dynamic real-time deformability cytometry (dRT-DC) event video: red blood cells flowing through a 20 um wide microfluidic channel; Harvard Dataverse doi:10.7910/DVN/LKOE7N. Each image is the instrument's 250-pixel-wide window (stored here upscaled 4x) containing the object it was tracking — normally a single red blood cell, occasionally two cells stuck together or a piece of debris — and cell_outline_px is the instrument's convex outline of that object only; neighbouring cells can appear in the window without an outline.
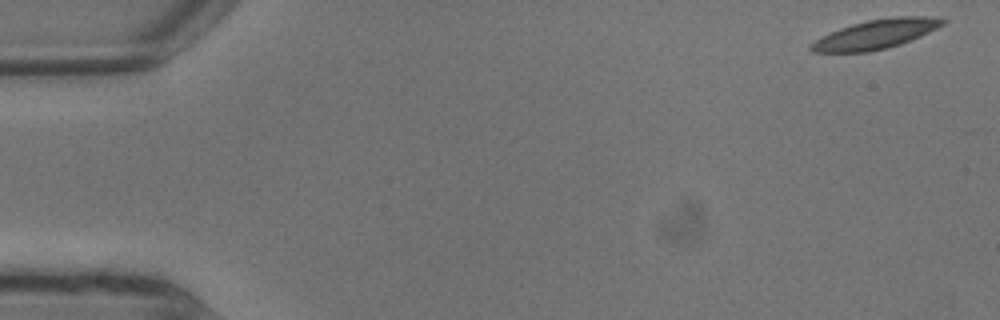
{"species": "common noctule bat (a hibernating species)", "species_latin": "Nyctalus noctula", "temperature_condition": "warm", "stored_images_in_passage": 3, "camera_frame_rate_fps": 3000, "um_per_image_px": 0.085, "animal": {"sex": "male", "body_mass_g": 13.3}, "frame": {"image": 1, "passage_image": 1, "time_ms": 0.0, "image_size_px": [1000, 320], "cell_outline_px": [[948, 20], [944, 24], [912, 40], [888, 48], [868, 52], [812, 52], [808, 48], [808, 44], [840, 28], [852, 24], [868, 20], [892, 16], [932, 16]], "centroid_in_image_um": [74.46, 2.9], "position_along_channel_um": 10.5, "area_um2": 22.43}}